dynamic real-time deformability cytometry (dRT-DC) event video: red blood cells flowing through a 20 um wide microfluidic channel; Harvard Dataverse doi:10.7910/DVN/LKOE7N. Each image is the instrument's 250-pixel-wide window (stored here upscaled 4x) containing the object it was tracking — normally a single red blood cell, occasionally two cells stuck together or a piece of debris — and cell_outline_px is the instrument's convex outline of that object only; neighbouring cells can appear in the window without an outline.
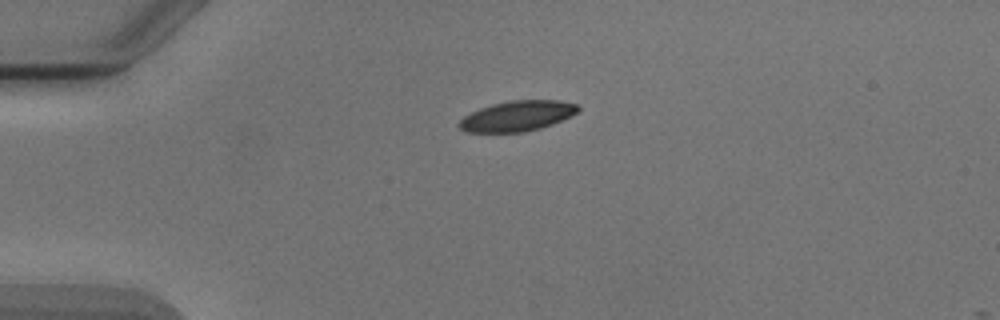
{"species": "Egyptian fruit bat (a non-hibernating species)", "species_latin": "Rousettus aegyptiacus", "temperature_condition": "cold", "stored_images_in_passage": 1, "camera_frame_rate_fps": 3000, "um_per_image_px": 0.085, "animal": {"sex": "male"}, "frame": {"image": 1, "passage_image": 1, "time_ms": 0.0, "image_size_px": [1000, 320], "cell_outline_px": [[580, 112], [572, 116], [552, 124], [540, 128], [524, 132], [464, 132], [456, 124], [464, 116], [480, 108], [492, 104], [508, 100], [560, 100], [576, 104], [580, 108]], "centroid_in_image_um": [43.98, 9.85], "position_along_channel_um": 41.0, "area_um2": 21.21}}